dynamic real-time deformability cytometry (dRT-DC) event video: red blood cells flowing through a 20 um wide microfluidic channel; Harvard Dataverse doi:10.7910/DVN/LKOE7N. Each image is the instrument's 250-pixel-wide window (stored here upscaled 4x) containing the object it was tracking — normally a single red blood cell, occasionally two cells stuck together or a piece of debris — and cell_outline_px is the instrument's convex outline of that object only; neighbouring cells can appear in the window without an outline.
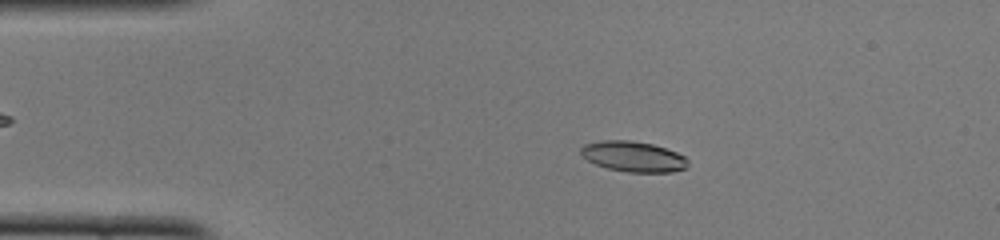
{"species": "common noctule bat (a hibernating species)", "species_latin": "Nyctalus noctula", "temperature_condition": "cold", "stored_images_in_passage": 49, "camera_frame_rate_fps": 3000, "um_per_image_px": 0.085, "animal": {"sex": "female", "body_mass_g": 22.0, "forearm_length_mm": 56.7}, "frame": {"image": 1, "passage_image": 9, "time_ms": 2.667, "image_size_px": [1000, 240], "cell_outline_px": [[688, 164], [684, 168], [672, 172], [628, 172], [608, 168], [596, 164], [588, 160], [580, 152], [580, 148], [584, 144], [604, 140], [632, 140], [652, 144], [676, 152], [684, 156], [688, 160]], "centroid_in_image_um": [53.83, 13.3], "position_along_channel_um": 31.2, "area_um2": 18.84}}
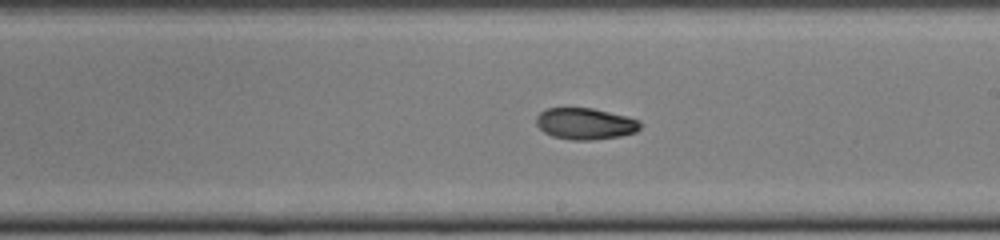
{"frame": {"image": 2, "passage_image": 28, "time_ms": 9.0, "image_size_px": [1000, 240], "cell_outline_px": [[640, 128], [636, 132], [620, 136], [592, 140], [572, 140], [552, 136], [544, 132], [536, 124], [536, 116], [540, 112], [548, 108], [592, 108], [640, 120]], "centroid_in_image_um": [49.73, 10.52], "position_along_channel_um": 239.3, "area_um2": 18.96}}
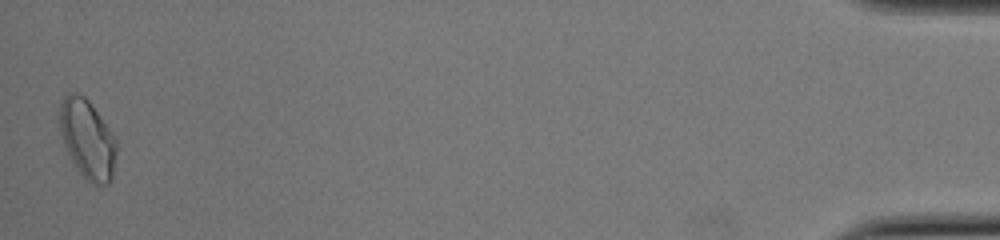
{"frame": {"image": 3, "passage_image": 49, "time_ms": 16.0, "image_size_px": [1000, 240], "cell_outline_px": [[116, 152], [112, 180], [108, 184], [92, 184], [80, 172], [72, 160], [64, 144], [60, 132], [60, 104], [64, 96], [68, 92], [76, 92], [84, 96], [88, 100], [108, 128], [116, 140]], "centroid_in_image_um": [7.43, 11.81], "position_along_channel_um": 427.8, "area_um2": 25.72}, "authors_computed_cell_mechanics": {"area_um2": 19.3052, "velocity_mm_per_s": 3.997, "shape_relaxation_time_tau1_ms": 4.5317, "shape_relaxation_time_tau2_ms": 6.2818, "deformation_change_tau1": 0.189, "deformation_change_tau2": 0.0991}}